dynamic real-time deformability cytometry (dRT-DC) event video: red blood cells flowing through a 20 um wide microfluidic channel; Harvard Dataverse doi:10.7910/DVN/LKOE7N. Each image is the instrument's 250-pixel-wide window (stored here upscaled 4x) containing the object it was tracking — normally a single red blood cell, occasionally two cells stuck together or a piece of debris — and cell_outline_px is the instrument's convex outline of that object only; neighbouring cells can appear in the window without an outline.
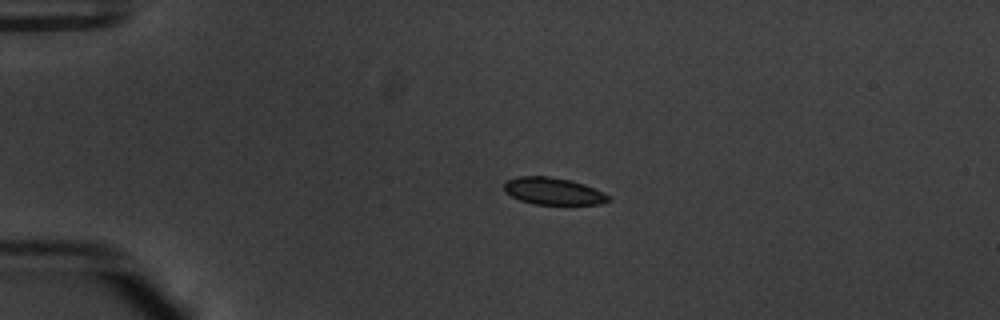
{"species": "common noctule bat (a hibernating species)", "species_latin": "Nyctalus noctula", "temperature_condition": "warm", "stored_images_in_passage": 43, "camera_frame_rate_fps": 3000, "um_per_image_px": 0.085, "animal": {"sex": "male", "body_mass_g": 20.1, "forearm_length_mm": 53.5}, "frame": {"image": 1, "passage_image": 1, "time_ms": 0.0, "image_size_px": [1000, 320], "cell_outline_px": [[612, 200], [600, 204], [536, 204], [520, 200], [504, 192], [504, 184], [508, 180], [520, 176], [548, 176], [572, 180], [584, 184], [608, 196]], "centroid_in_image_um": [47.0, 16.24], "position_along_channel_um": 38.0, "area_um2": 16.24}}
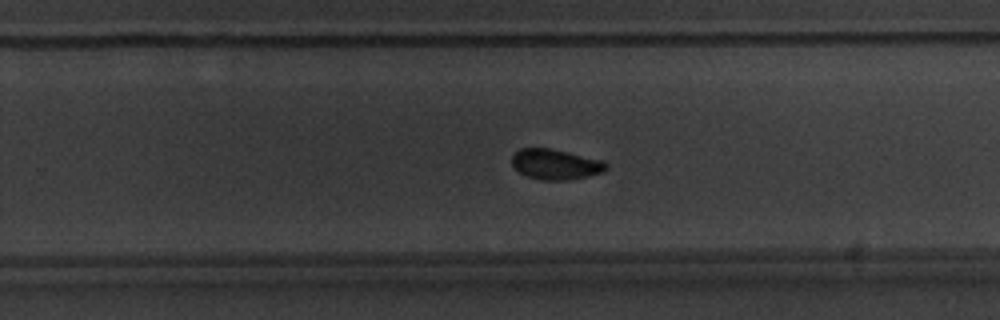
{"frame": {"image": 2, "passage_image": 24, "time_ms": 7.667, "image_size_px": [1000, 320], "cell_outline_px": [[608, 168], [604, 172], [588, 176], [568, 180], [544, 180], [528, 176], [512, 168], [512, 156], [520, 148], [548, 148], [568, 152], [604, 160], [608, 164]], "centroid_in_image_um": [47.25, 13.96], "position_along_channel_um": 282.6, "area_um2": 16.76}}
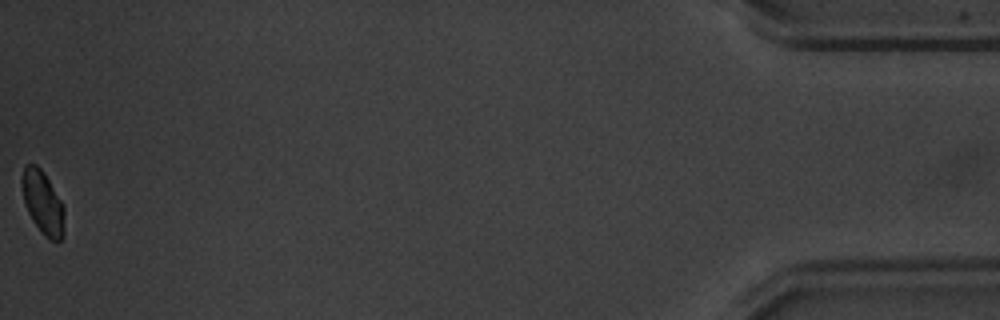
{"frame": {"image": 3, "passage_image": 43, "time_ms": 14.0, "image_size_px": [1000, 320], "cell_outline_px": [[64, 236], [60, 240], [52, 240], [44, 236], [32, 220], [24, 204], [20, 180], [24, 164], [36, 164], [44, 172], [60, 200], [64, 208]], "centroid_in_image_um": [3.61, 17.2], "position_along_channel_um": 431.6, "area_um2": 15.78}, "authors_computed_cell_mechanics": {"area_um2": 16.762, "velocity_mm_per_s": 3.7555, "shape_relaxation_time_tau1_ms": 1.876, "shape_relaxation_time_tau2_ms": 0.9761, "deformation_change_tau1": 0.0863, "deformation_change_tau2": 0.0448}}